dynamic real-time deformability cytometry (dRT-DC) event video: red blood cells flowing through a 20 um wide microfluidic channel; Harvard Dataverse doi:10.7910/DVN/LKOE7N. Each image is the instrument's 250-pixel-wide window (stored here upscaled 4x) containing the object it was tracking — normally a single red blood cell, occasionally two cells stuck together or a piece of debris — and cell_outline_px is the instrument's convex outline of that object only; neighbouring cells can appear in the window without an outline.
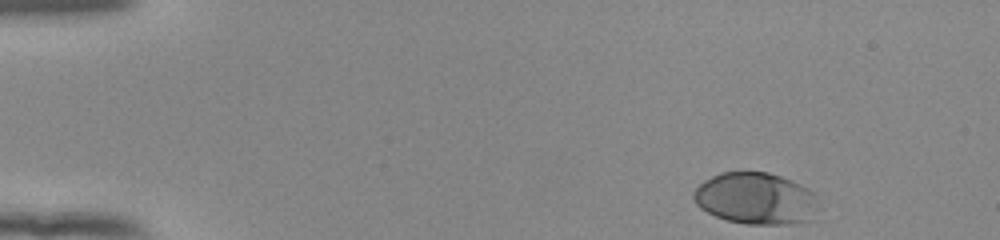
{"species": "human", "species_latin": "Homo sapiens", "temperature_condition": "room temperature", "stored_images_in_passage": 48, "camera_frame_rate_fps": 3000, "um_per_image_px": 0.085, "donor": {"sex": "female"}, "frame": {"image": 1, "passage_image": 1, "time_ms": 0.0, "image_size_px": [1000, 240], "cell_outline_px": [[820, 208], [808, 220], [792, 224], [744, 224], [728, 220], [716, 216], [700, 208], [696, 204], [692, 196], [692, 192], [704, 180], [712, 176], [724, 172], [768, 172], [792, 180], [800, 184], [812, 192], [816, 196]], "centroid_in_image_um": [64.25, 16.87], "position_along_channel_um": 20.8, "area_um2": 37.74}}
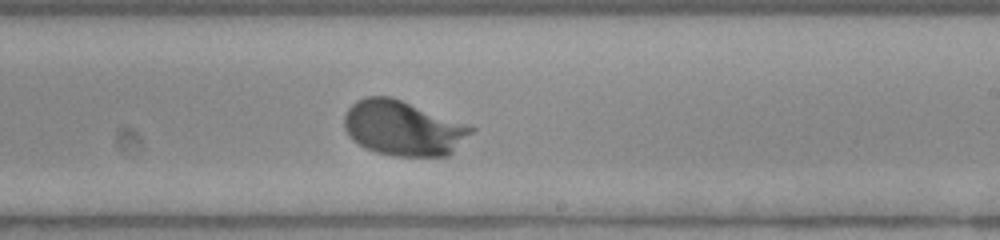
{"frame": {"image": 2, "passage_image": 28, "time_ms": 9.0, "image_size_px": [1000, 240], "cell_outline_px": [[476, 128], [448, 156], [392, 156], [376, 152], [352, 140], [348, 136], [344, 128], [344, 116], [348, 108], [356, 100], [364, 96], [392, 96], [472, 124]], "centroid_in_image_um": [34.29, 10.86], "position_along_channel_um": 254.7, "area_um2": 41.21}}
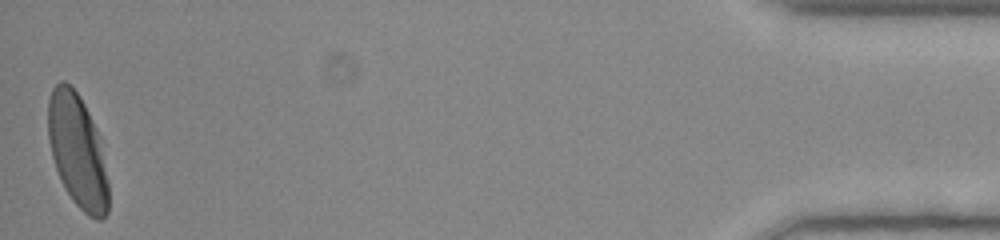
{"frame": {"image": 3, "passage_image": 48, "time_ms": 15.667, "image_size_px": [1000, 240], "cell_outline_px": [[108, 212], [100, 220], [96, 220], [88, 216], [72, 200], [64, 188], [60, 180], [52, 156], [48, 136], [48, 100], [52, 88], [60, 80], [64, 80], [80, 96], [100, 136], [108, 180]], "centroid_in_image_um": [6.59, 12.85], "position_along_channel_um": 428.6, "area_um2": 40.0}, "authors_computed_cell_mechanics": {"area_um2": 38.0035, "velocity_mm_per_s": 3.8572, "shape_relaxation_time_tau1_ms": 1.656, "shape_relaxation_time_tau2_ms": null, "deformation_change_tau1": 0.1431, "deformation_change_tau2": null}}